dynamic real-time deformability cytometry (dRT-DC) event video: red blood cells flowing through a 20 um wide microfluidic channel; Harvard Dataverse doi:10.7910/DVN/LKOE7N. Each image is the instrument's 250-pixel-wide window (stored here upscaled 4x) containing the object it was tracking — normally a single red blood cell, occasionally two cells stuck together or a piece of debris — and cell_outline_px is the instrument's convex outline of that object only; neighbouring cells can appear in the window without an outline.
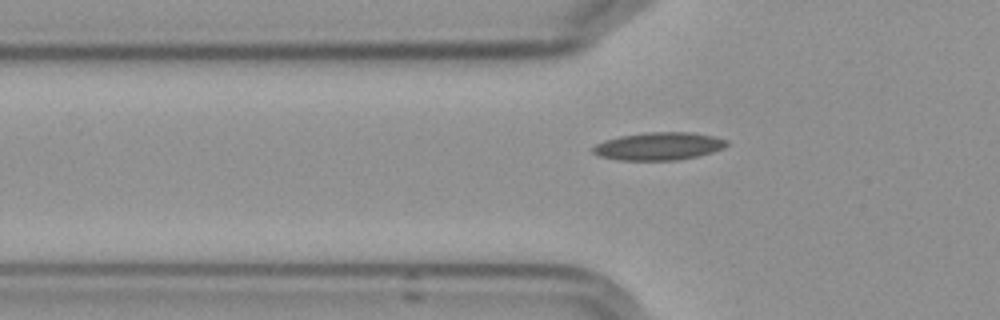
{"species": "Egyptian fruit bat (a non-hibernating species)", "species_latin": "Rousettus aegyptiacus", "temperature_condition": "cold", "stored_images_in_passage": 45, "camera_frame_rate_fps": 3000, "um_per_image_px": 0.085, "frame": {"image": 1, "passage_image": 7, "time_ms": 2.0, "image_size_px": [1000, 320], "cell_outline_px": [[728, 144], [724, 148], [712, 152], [696, 156], [676, 160], [620, 160], [600, 156], [592, 152], [592, 148], [596, 144], [604, 140], [620, 136], [648, 132], [692, 132], [716, 136], [728, 140]], "centroid_in_image_um": [56.02, 12.42], "position_along_channel_um": 69.8, "area_um2": 21.68}}
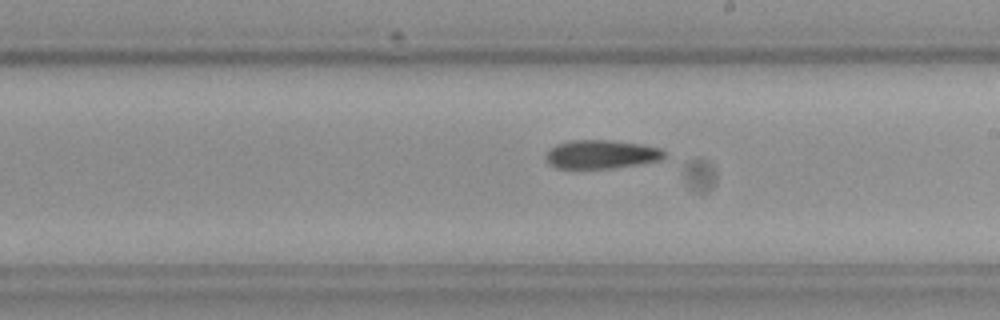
{"frame": {"image": 2, "passage_image": 21, "time_ms": 6.667, "image_size_px": [1000, 320], "cell_outline_px": [[668, 156], [660, 160], [612, 168], [556, 168], [548, 164], [544, 156], [556, 144], [572, 140], [608, 140], [640, 144], [660, 148]], "centroid_in_image_um": [51.09, 13.12], "position_along_channel_um": 237.9, "area_um2": 19.65}}
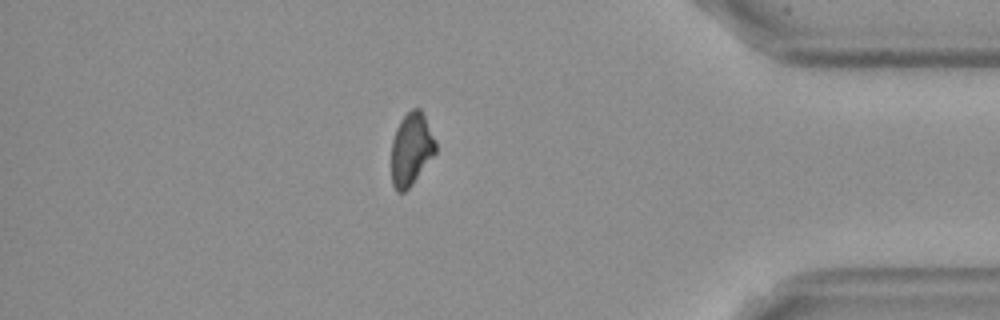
{"frame": {"image": 3, "passage_image": 37, "time_ms": 12.0, "image_size_px": [1000, 320], "cell_outline_px": [[436, 152], [412, 184], [404, 192], [396, 192], [392, 184], [392, 140], [396, 128], [400, 120], [412, 108], [420, 108], [436, 140]], "centroid_in_image_um": [34.95, 12.68], "position_along_channel_um": 400.2, "area_um2": 18.61}}